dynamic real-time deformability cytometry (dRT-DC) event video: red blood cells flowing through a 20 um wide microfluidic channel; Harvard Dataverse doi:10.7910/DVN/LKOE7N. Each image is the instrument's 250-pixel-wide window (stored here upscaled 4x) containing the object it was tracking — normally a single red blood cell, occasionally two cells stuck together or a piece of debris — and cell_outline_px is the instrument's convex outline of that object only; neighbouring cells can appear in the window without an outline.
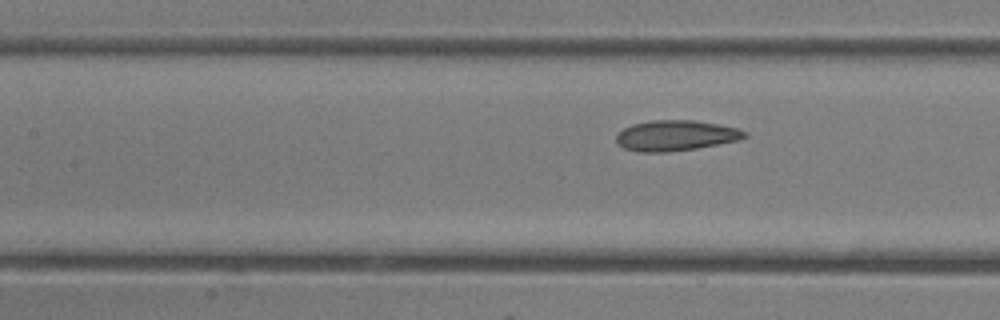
{"species": "common noctule bat (a hibernating species)", "species_latin": "Nyctalus noctula", "temperature_condition": "room temperature", "stored_images_in_passage": 6, "segment_of_instrument_passage": [2, 2], "camera_frame_rate_fps": 3000, "um_per_image_px": 0.085, "animal": {"sex": "female"}, "frame": {"image": 1, "passage_image": 6, "time_ms": 1.667, "image_size_px": [1000, 320], "cell_outline_px": [[748, 136], [740, 140], [696, 148], [668, 152], [640, 152], [624, 148], [616, 140], [616, 136], [624, 128], [632, 124], [652, 120], [696, 120], [736, 128], [748, 132]], "centroid_in_image_um": [57.46, 11.52], "position_along_channel_um": 149.9, "area_um2": 22.72}}